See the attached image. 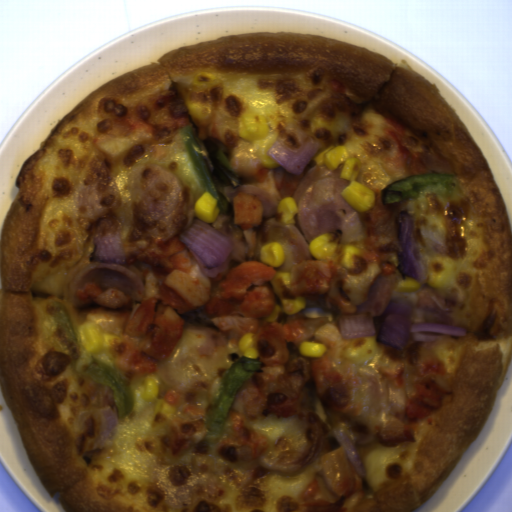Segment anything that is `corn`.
<instances>
[{
  "label": "corn",
  "instance_id": "obj_2",
  "mask_svg": "<svg viewBox=\"0 0 512 512\" xmlns=\"http://www.w3.org/2000/svg\"><path fill=\"white\" fill-rule=\"evenodd\" d=\"M240 137L253 143V149L259 163L267 169L282 167L271 157L268 150L274 142H278L279 132L271 133L269 123L261 114H243L238 119Z\"/></svg>",
  "mask_w": 512,
  "mask_h": 512
},
{
  "label": "corn",
  "instance_id": "obj_5",
  "mask_svg": "<svg viewBox=\"0 0 512 512\" xmlns=\"http://www.w3.org/2000/svg\"><path fill=\"white\" fill-rule=\"evenodd\" d=\"M341 237L333 232L316 236L309 242V250L317 260H330L335 258L340 245Z\"/></svg>",
  "mask_w": 512,
  "mask_h": 512
},
{
  "label": "corn",
  "instance_id": "obj_15",
  "mask_svg": "<svg viewBox=\"0 0 512 512\" xmlns=\"http://www.w3.org/2000/svg\"><path fill=\"white\" fill-rule=\"evenodd\" d=\"M281 312L280 305L275 303V307L273 312L270 314V316H260V320H263L265 322H275L276 319L279 317Z\"/></svg>",
  "mask_w": 512,
  "mask_h": 512
},
{
  "label": "corn",
  "instance_id": "obj_9",
  "mask_svg": "<svg viewBox=\"0 0 512 512\" xmlns=\"http://www.w3.org/2000/svg\"><path fill=\"white\" fill-rule=\"evenodd\" d=\"M256 335L255 333H246L243 335L238 343L239 349L244 357L255 359L259 357L260 352L255 347Z\"/></svg>",
  "mask_w": 512,
  "mask_h": 512
},
{
  "label": "corn",
  "instance_id": "obj_12",
  "mask_svg": "<svg viewBox=\"0 0 512 512\" xmlns=\"http://www.w3.org/2000/svg\"><path fill=\"white\" fill-rule=\"evenodd\" d=\"M283 312L290 315L300 313L306 307L305 296H297L295 298H287L281 300Z\"/></svg>",
  "mask_w": 512,
  "mask_h": 512
},
{
  "label": "corn",
  "instance_id": "obj_3",
  "mask_svg": "<svg viewBox=\"0 0 512 512\" xmlns=\"http://www.w3.org/2000/svg\"><path fill=\"white\" fill-rule=\"evenodd\" d=\"M76 329L85 351L93 355L110 350L122 342L115 335L102 333L98 326L91 322L80 324Z\"/></svg>",
  "mask_w": 512,
  "mask_h": 512
},
{
  "label": "corn",
  "instance_id": "obj_6",
  "mask_svg": "<svg viewBox=\"0 0 512 512\" xmlns=\"http://www.w3.org/2000/svg\"><path fill=\"white\" fill-rule=\"evenodd\" d=\"M221 208L207 189L194 203V212L202 223L212 224L219 215Z\"/></svg>",
  "mask_w": 512,
  "mask_h": 512
},
{
  "label": "corn",
  "instance_id": "obj_8",
  "mask_svg": "<svg viewBox=\"0 0 512 512\" xmlns=\"http://www.w3.org/2000/svg\"><path fill=\"white\" fill-rule=\"evenodd\" d=\"M299 207L294 197L284 198L277 206L276 212L282 223L294 225Z\"/></svg>",
  "mask_w": 512,
  "mask_h": 512
},
{
  "label": "corn",
  "instance_id": "obj_11",
  "mask_svg": "<svg viewBox=\"0 0 512 512\" xmlns=\"http://www.w3.org/2000/svg\"><path fill=\"white\" fill-rule=\"evenodd\" d=\"M361 251L352 244L342 245L339 251V261L345 269H355V255L360 256Z\"/></svg>",
  "mask_w": 512,
  "mask_h": 512
},
{
  "label": "corn",
  "instance_id": "obj_7",
  "mask_svg": "<svg viewBox=\"0 0 512 512\" xmlns=\"http://www.w3.org/2000/svg\"><path fill=\"white\" fill-rule=\"evenodd\" d=\"M260 259L261 263L279 269L285 261V252L282 245L275 241L264 244L261 247Z\"/></svg>",
  "mask_w": 512,
  "mask_h": 512
},
{
  "label": "corn",
  "instance_id": "obj_1",
  "mask_svg": "<svg viewBox=\"0 0 512 512\" xmlns=\"http://www.w3.org/2000/svg\"><path fill=\"white\" fill-rule=\"evenodd\" d=\"M312 161L315 166H325L331 172L343 164L339 178L350 183L340 193L355 213H363L375 207V192L355 181L363 164L359 157H350L348 147L332 144L314 155Z\"/></svg>",
  "mask_w": 512,
  "mask_h": 512
},
{
  "label": "corn",
  "instance_id": "obj_14",
  "mask_svg": "<svg viewBox=\"0 0 512 512\" xmlns=\"http://www.w3.org/2000/svg\"><path fill=\"white\" fill-rule=\"evenodd\" d=\"M422 285L418 280H415L410 277H403L402 280H400L395 292L399 293H415L419 292Z\"/></svg>",
  "mask_w": 512,
  "mask_h": 512
},
{
  "label": "corn",
  "instance_id": "obj_13",
  "mask_svg": "<svg viewBox=\"0 0 512 512\" xmlns=\"http://www.w3.org/2000/svg\"><path fill=\"white\" fill-rule=\"evenodd\" d=\"M278 295L283 293V288H291V272H275V279L269 281Z\"/></svg>",
  "mask_w": 512,
  "mask_h": 512
},
{
  "label": "corn",
  "instance_id": "obj_10",
  "mask_svg": "<svg viewBox=\"0 0 512 512\" xmlns=\"http://www.w3.org/2000/svg\"><path fill=\"white\" fill-rule=\"evenodd\" d=\"M327 350V345L319 342L302 341L299 345V351L304 357L321 359Z\"/></svg>",
  "mask_w": 512,
  "mask_h": 512
},
{
  "label": "corn",
  "instance_id": "obj_4",
  "mask_svg": "<svg viewBox=\"0 0 512 512\" xmlns=\"http://www.w3.org/2000/svg\"><path fill=\"white\" fill-rule=\"evenodd\" d=\"M160 388L161 382L156 375L146 376L143 386L132 392L134 398L132 411L141 414L146 410L148 403L158 402Z\"/></svg>",
  "mask_w": 512,
  "mask_h": 512
}]
</instances>
